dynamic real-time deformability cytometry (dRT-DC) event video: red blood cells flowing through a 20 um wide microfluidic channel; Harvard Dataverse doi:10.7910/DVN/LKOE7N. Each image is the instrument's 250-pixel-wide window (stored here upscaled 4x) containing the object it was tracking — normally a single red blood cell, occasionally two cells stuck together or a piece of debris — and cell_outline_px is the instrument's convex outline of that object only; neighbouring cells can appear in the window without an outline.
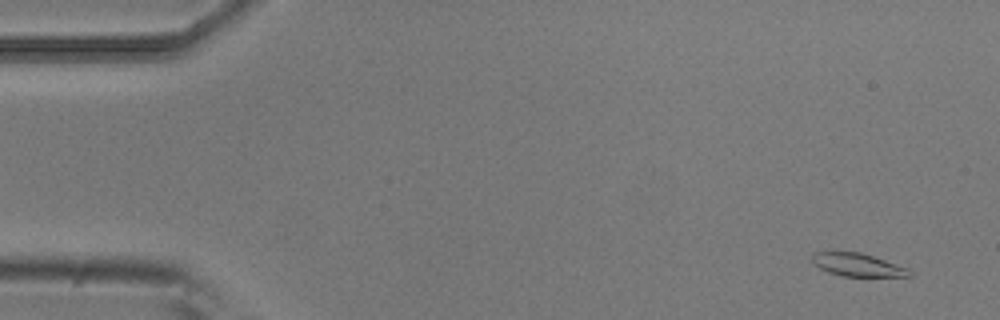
{"species": "common noctule bat (a hibernating species)", "species_latin": "Nyctalus noctula", "temperature_condition": "room temperature", "stored_images_in_passage": 5, "camera_frame_rate_fps": 3000, "um_per_image_px": 0.085, "animal": {"sex": "male", "body_mass_g": 20.5, "forearm_length_mm": 52.5}, "frame": {"image": 1, "passage_image": 1, "time_ms": 0.0, "image_size_px": [1000, 320], "cell_outline_px": [[912, 276], [840, 276], [828, 272], [812, 264], [812, 252], [860, 252], [908, 268]], "centroid_in_image_um": [72.84, 22.51], "position_along_channel_um": 12.2, "area_um2": 12.89}}